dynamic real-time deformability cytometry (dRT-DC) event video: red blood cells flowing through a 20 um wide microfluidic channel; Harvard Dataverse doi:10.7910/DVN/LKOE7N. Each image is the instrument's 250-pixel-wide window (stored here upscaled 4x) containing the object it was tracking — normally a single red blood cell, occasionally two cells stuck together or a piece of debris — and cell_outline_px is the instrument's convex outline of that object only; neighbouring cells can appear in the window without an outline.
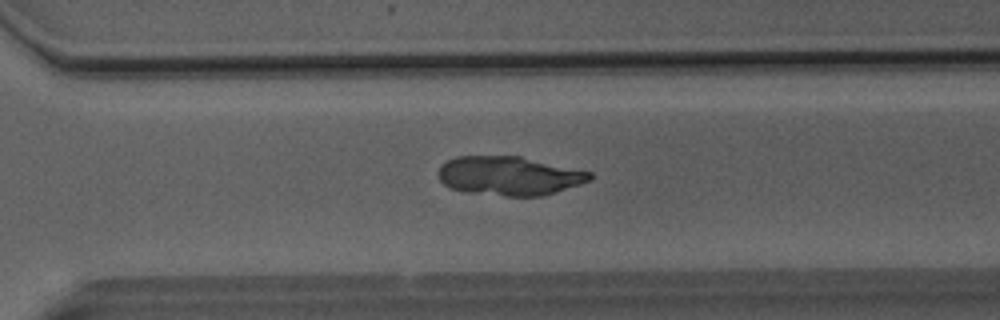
{"species": "Egyptian fruit bat (a non-hibernating species)", "species_latin": "Rousettus aegyptiacus", "temperature_condition": "room temperature", "stored_images_in_passage": 35, "camera_frame_rate_fps": 3000, "um_per_image_px": 0.085, "animal": {"sex": "male"}, "frame": {"image": 1, "passage_image": 21, "time_ms": 6.667, "image_size_px": [1000, 320], "cell_outline_px": [[592, 180], [544, 196], [504, 196], [464, 192], [452, 188], [444, 184], [440, 180], [436, 172], [440, 164], [456, 156], [520, 156], [592, 172]], "centroid_in_image_um": [43.26, 14.95], "position_along_channel_um": 327.3, "area_um2": 34.68}}
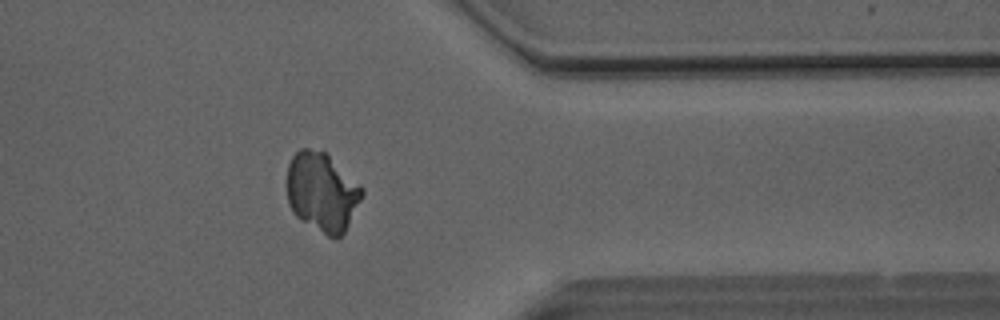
{"frame": {"image": 2, "passage_image": 26, "time_ms": 8.333, "image_size_px": [1000, 320], "cell_outline_px": [[364, 192], [344, 232], [336, 240], [328, 236], [300, 220], [292, 212], [288, 204], [288, 164], [292, 156], [300, 148], [308, 148], [324, 152], [364, 188]], "centroid_in_image_um": [27.36, 16.33], "position_along_channel_um": 384.0, "area_um2": 34.22}}
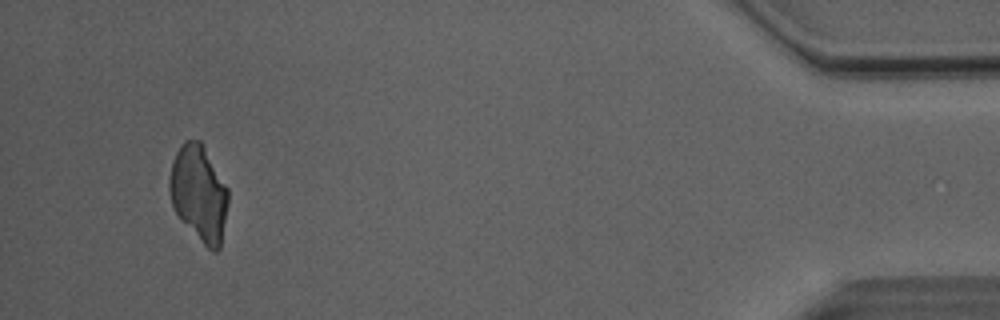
{"frame": {"image": 3, "passage_image": 33, "time_ms": 10.667, "image_size_px": [1000, 320], "cell_outline_px": [[228, 204], [220, 248], [216, 252], [212, 252], [204, 244], [176, 212], [172, 204], [168, 192], [168, 180], [172, 160], [180, 144], [184, 140], [200, 140], [228, 188]], "centroid_in_image_um": [16.9, 16.39], "position_along_channel_um": 418.3, "area_um2": 32.6}}